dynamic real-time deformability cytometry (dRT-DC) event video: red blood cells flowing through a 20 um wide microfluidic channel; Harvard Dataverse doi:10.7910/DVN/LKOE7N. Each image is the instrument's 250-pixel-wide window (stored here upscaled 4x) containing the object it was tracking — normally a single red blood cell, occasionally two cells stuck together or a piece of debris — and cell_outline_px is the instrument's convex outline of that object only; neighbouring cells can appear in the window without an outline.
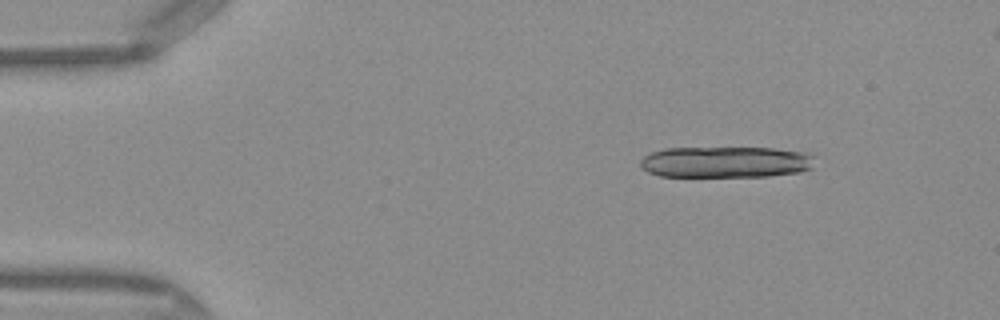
{"species": "Egyptian fruit bat (a non-hibernating species)", "species_latin": "Rousettus aegyptiacus", "temperature_condition": "warm", "stored_images_in_passage": 14, "camera_frame_rate_fps": 3000, "um_per_image_px": 0.085, "frame": {"image": 1, "passage_image": 3, "time_ms": 0.667, "image_size_px": [1000, 320], "cell_outline_px": [[816, 156], [812, 168], [800, 172], [768, 176], [660, 176], [648, 172], [640, 164], [640, 160], [644, 156], [652, 152], [664, 148], [772, 148], [808, 152]], "centroid_in_image_um": [61.74, 13.76], "position_along_channel_um": 23.3, "area_um2": 31.91}}